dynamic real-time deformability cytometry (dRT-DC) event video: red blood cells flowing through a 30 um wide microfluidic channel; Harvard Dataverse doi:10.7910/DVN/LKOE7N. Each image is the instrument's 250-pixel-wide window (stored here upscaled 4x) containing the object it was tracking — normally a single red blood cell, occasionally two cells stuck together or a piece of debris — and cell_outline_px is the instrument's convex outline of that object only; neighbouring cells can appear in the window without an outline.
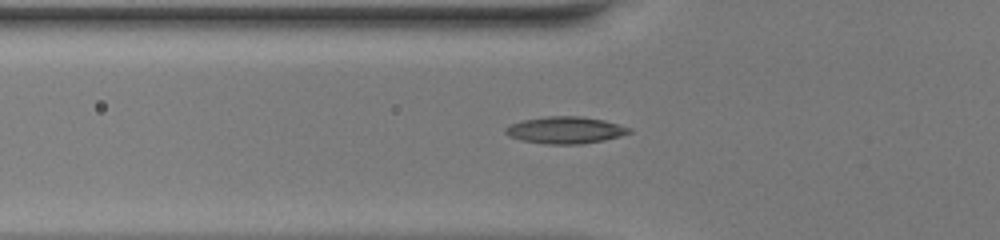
{"species": "common noctule bat (a hibernating species)", "species_latin": "Nyctalus noctula", "temperature_condition": "warm", "stored_images_in_passage": 36, "camera_frame_rate_fps": 3000, "um_per_image_px": 0.085, "animal": {"sex": "female", "body_mass_g": 20.0, "forearm_length_mm": 54.0}, "frame": {"image": 1, "passage_image": 4, "time_ms": 1.0, "image_size_px": [1000, 240], "cell_outline_px": [[632, 132], [620, 136], [604, 140], [580, 144], [544, 144], [520, 140], [508, 136], [504, 132], [504, 128], [520, 120], [548, 116], [580, 116], [604, 120], [632, 128]], "centroid_in_image_um": [48.03, 11.06], "position_along_channel_um": 77.8, "area_um2": 19.54}}
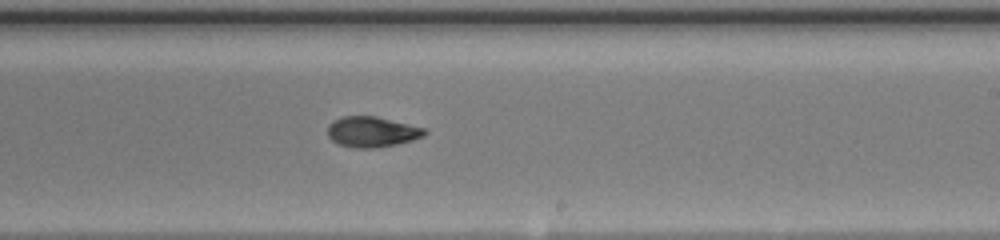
{"frame": {"image": 2, "passage_image": 17, "time_ms": 5.333, "image_size_px": [1000, 240], "cell_outline_px": [[428, 132], [424, 136], [412, 140], [396, 144], [372, 148], [356, 148], [340, 144], [332, 140], [328, 136], [328, 124], [332, 120], [344, 116], [376, 116], [424, 128]], "centroid_in_image_um": [31.6, 11.2], "position_along_channel_um": 257.4, "area_um2": 17.11}}
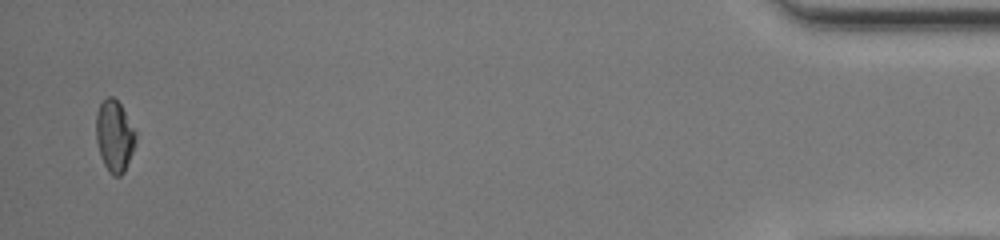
{"frame": {"image": 3, "passage_image": 35, "time_ms": 11.333, "image_size_px": [1000, 240], "cell_outline_px": [[136, 144], [124, 172], [120, 176], [112, 176], [108, 172], [100, 156], [96, 140], [96, 112], [100, 104], [108, 96], [112, 96], [120, 104], [136, 132]], "centroid_in_image_um": [9.72, 11.59], "position_along_channel_um": 425.5, "area_um2": 16.59}}